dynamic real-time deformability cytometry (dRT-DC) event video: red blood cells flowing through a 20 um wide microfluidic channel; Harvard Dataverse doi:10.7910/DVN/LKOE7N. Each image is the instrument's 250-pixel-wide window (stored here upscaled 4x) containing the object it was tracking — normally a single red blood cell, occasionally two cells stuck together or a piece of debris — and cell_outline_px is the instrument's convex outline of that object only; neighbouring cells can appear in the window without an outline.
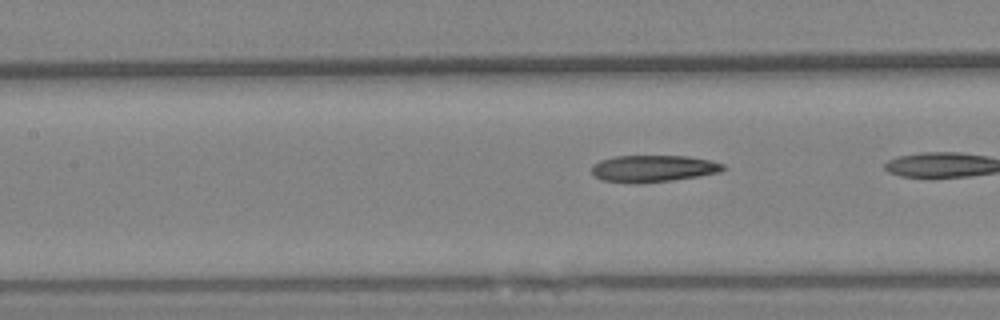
{"species": "Egyptian fruit bat (a non-hibernating species)", "species_latin": "Rousettus aegyptiacus", "temperature_condition": "warm", "stored_images_in_passage": 8, "camera_frame_rate_fps": 3000, "um_per_image_px": 0.085, "animal": {"sex": "female"}, "frame": {"image": 1, "passage_image": 6, "time_ms": 1.667, "image_size_px": [1000, 320], "cell_outline_px": [[724, 168], [720, 172], [672, 180], [632, 184], [600, 180], [592, 172], [592, 164], [600, 160], [612, 156], [688, 156], [708, 160], [724, 164]], "centroid_in_image_um": [55.46, 14.33], "position_along_channel_um": 151.9, "area_um2": 20.52}}